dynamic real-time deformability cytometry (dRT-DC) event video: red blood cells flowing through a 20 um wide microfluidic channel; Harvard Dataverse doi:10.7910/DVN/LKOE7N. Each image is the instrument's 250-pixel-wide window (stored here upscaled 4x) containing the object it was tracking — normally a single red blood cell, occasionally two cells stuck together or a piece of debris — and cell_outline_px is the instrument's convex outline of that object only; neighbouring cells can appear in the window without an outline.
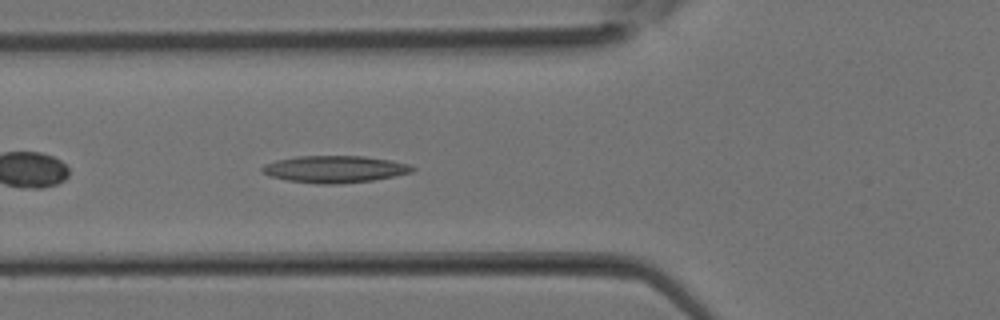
{"species": "Egyptian fruit bat (a non-hibernating species)", "species_latin": "Rousettus aegyptiacus", "temperature_condition": "room temperature", "stored_images_in_passage": 13, "camera_frame_rate_fps": 3000, "um_per_image_px": 0.085, "animal": {"sex": "female"}, "frame": {"image": 1, "passage_image": 11, "time_ms": 3.333, "image_size_px": [1000, 320], "cell_outline_px": [[416, 168], [412, 172], [372, 180], [336, 184], [316, 184], [288, 180], [272, 176], [260, 172], [260, 168], [264, 164], [276, 160], [296, 156], [364, 156], [388, 160], [408, 164]], "centroid_in_image_um": [28.4, 14.37], "position_along_channel_um": 97.4, "area_um2": 23.47}}
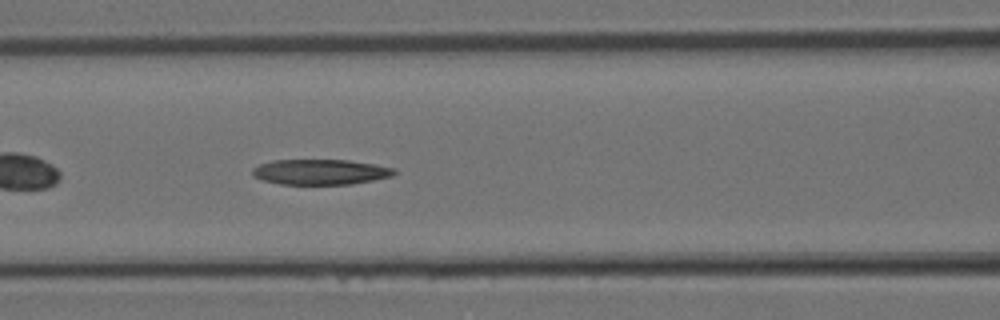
{"frame": {"image": 2, "passage_image": 13, "time_ms": 4.0, "image_size_px": [1000, 320], "cell_outline_px": [[396, 172], [392, 176], [352, 184], [280, 184], [264, 180], [252, 176], [252, 168], [260, 164], [272, 160], [348, 160], [396, 168]], "centroid_in_image_um": [27.22, 14.61], "position_along_channel_um": 139.4, "area_um2": 20.87}}